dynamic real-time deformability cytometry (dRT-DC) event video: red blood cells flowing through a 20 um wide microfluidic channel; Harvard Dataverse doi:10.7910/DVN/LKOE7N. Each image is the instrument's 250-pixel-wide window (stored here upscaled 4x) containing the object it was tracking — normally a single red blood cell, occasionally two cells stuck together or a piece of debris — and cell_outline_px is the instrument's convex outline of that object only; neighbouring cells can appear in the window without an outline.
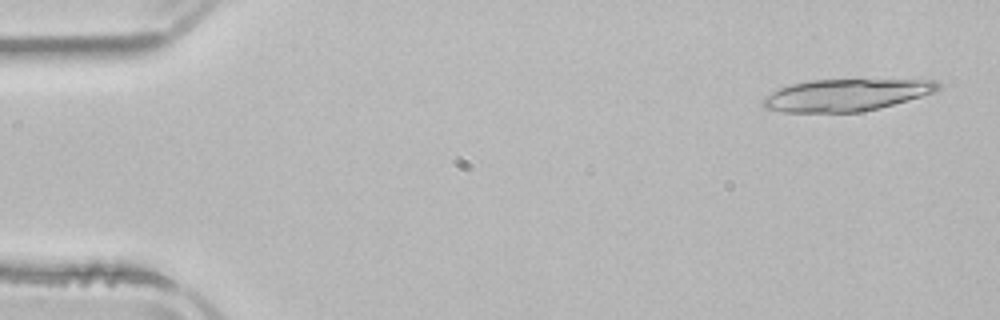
{"species": "common noctule bat (a hibernating species)", "species_latin": "Nyctalus noctula", "temperature_condition": "room temperature", "stored_images_in_passage": 4, "camera_frame_rate_fps": 3000, "um_per_image_px": 0.085, "animal": {"sex": "male", "body_mass_g": 21.5, "forearm_length_mm": 52.0}, "frame": {"image": 1, "passage_image": 1, "time_ms": 0.0, "image_size_px": [1000, 320], "cell_outline_px": [[940, 88], [936, 92], [880, 108], [860, 112], [784, 112], [764, 108], [760, 104], [764, 96], [780, 88], [792, 84], [808, 80], [936, 80], [940, 84]], "centroid_in_image_um": [71.9, 8.08], "position_along_channel_um": 13.1, "area_um2": 32.6}}